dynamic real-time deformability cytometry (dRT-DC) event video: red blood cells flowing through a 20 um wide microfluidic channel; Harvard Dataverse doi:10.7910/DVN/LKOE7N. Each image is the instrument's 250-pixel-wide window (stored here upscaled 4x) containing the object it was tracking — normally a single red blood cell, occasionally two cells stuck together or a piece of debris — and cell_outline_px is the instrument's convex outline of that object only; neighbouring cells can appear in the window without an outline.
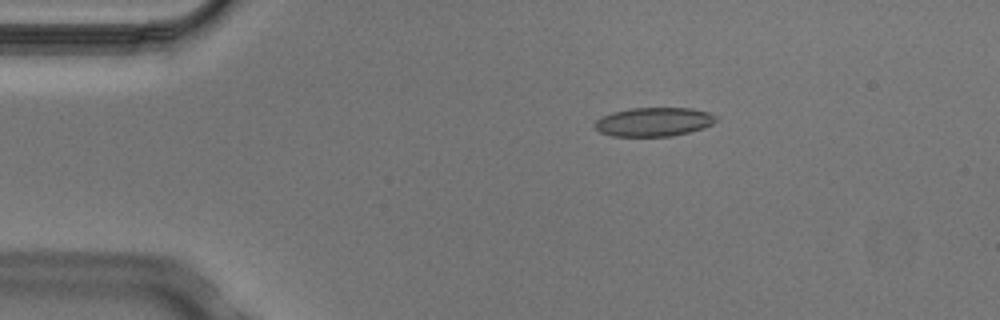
{"species": "Egyptian fruit bat (a non-hibernating species)", "species_latin": "Rousettus aegyptiacus", "temperature_condition": "cold", "stored_images_in_passage": 4, "camera_frame_rate_fps": 3000, "um_per_image_px": 0.085, "animal": {"sex": "male"}, "frame": {"image": 1, "passage_image": 3, "time_ms": 0.667, "image_size_px": [1000, 320], "cell_outline_px": [[716, 120], [712, 124], [704, 128], [672, 136], [612, 136], [600, 132], [596, 128], [596, 120], [600, 116], [612, 112], [632, 108], [692, 108], [708, 112], [716, 116]], "centroid_in_image_um": [55.57, 10.35], "position_along_channel_um": 29.4, "area_um2": 20.35}}